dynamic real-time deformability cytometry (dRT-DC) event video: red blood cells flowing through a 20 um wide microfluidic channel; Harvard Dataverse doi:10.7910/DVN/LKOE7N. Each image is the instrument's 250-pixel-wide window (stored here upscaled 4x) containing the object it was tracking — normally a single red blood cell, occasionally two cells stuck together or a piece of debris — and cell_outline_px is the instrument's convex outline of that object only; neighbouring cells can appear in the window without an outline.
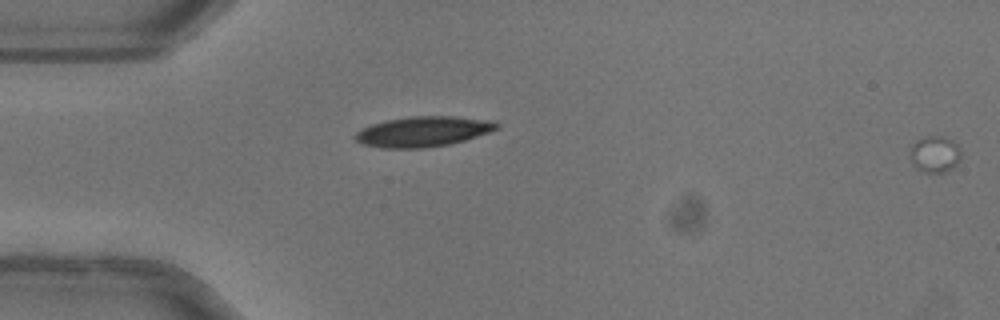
{"species": "common noctule bat (a hibernating species)", "species_latin": "Nyctalus noctula", "temperature_condition": "warm", "stored_images_in_passage": 11, "camera_frame_rate_fps": 3000, "um_per_image_px": 0.085, "animal": {"sex": "female"}, "frame": {"image": 1, "passage_image": 1, "time_ms": 0.0, "image_size_px": [1000, 320], "cell_outline_px": [[960, 160], [952, 168], [944, 172], [924, 172], [916, 168], [912, 164], [912, 144], [916, 140], [924, 136], [936, 136], [952, 140], [956, 144], [960, 152]], "centroid_in_image_um": [79.46, 13.11], "position_along_channel_um": 5.5, "area_um2": 10.58}}